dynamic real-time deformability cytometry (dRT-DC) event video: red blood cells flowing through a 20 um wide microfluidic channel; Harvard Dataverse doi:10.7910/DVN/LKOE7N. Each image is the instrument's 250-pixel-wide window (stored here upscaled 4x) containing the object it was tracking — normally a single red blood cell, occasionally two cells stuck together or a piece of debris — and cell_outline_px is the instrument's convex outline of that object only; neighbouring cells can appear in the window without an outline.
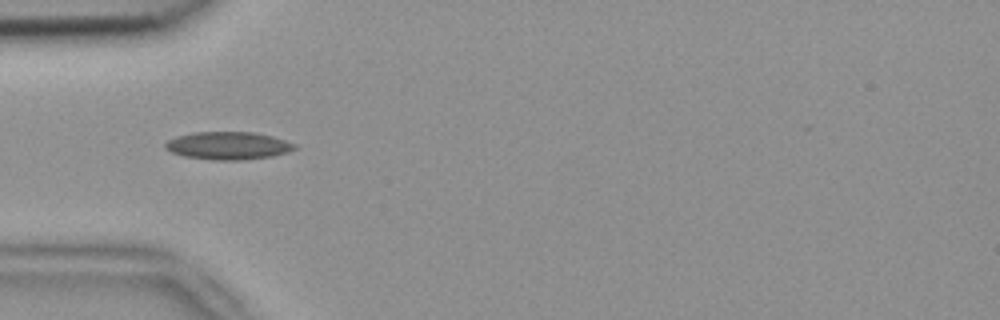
{"species": "common noctule bat (a hibernating species)", "species_latin": "Nyctalus noctula", "temperature_condition": "room temperature", "stored_images_in_passage": 3, "camera_frame_rate_fps": 3000, "um_per_image_px": 0.085, "animal": {"sex": "female", "body_mass_g": 18.4}, "frame": {"image": 1, "passage_image": 1, "time_ms": 0.0, "image_size_px": [1000, 320], "cell_outline_px": [[296, 148], [288, 152], [272, 156], [240, 160], [212, 160], [184, 156], [172, 152], [164, 148], [164, 144], [168, 140], [176, 136], [196, 132], [256, 132], [272, 136], [296, 144]], "centroid_in_image_um": [19.38, 12.38], "position_along_channel_um": 65.6, "area_um2": 20.92}}